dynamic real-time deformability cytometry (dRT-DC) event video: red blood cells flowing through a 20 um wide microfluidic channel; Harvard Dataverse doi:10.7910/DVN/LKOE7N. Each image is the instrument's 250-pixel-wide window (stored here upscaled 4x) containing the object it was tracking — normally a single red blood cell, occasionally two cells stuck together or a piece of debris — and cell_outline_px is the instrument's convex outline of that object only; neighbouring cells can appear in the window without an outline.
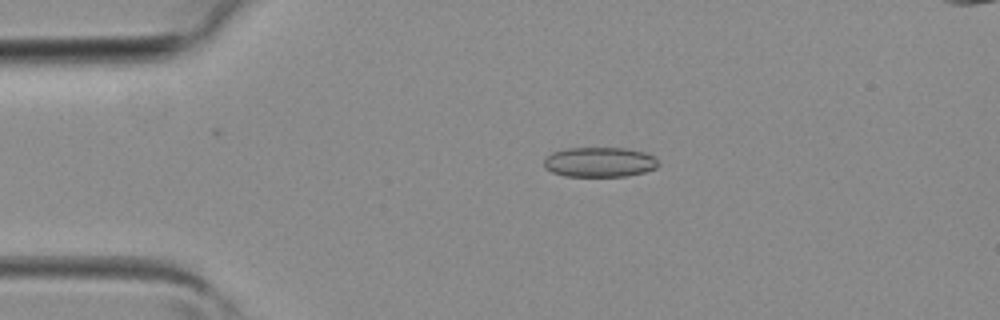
{"species": "common noctule bat (a hibernating species)", "species_latin": "Nyctalus noctula", "temperature_condition": "room temperature", "stored_images_in_passage": 2, "camera_frame_rate_fps": 3000, "um_per_image_px": 0.085, "animal": {"sex": "female", "body_mass_g": 19.3, "forearm_length_mm": 54.1}, "frame": {"image": 1, "passage_image": 2, "time_ms": 0.333, "image_size_px": [1000, 320], "cell_outline_px": [[660, 164], [656, 168], [644, 172], [624, 176], [564, 176], [552, 172], [544, 168], [544, 156], [552, 152], [568, 148], [628, 148], [644, 152], [656, 156]], "centroid_in_image_um": [50.96, 13.77], "position_along_channel_um": 34.0, "area_um2": 20.17}}